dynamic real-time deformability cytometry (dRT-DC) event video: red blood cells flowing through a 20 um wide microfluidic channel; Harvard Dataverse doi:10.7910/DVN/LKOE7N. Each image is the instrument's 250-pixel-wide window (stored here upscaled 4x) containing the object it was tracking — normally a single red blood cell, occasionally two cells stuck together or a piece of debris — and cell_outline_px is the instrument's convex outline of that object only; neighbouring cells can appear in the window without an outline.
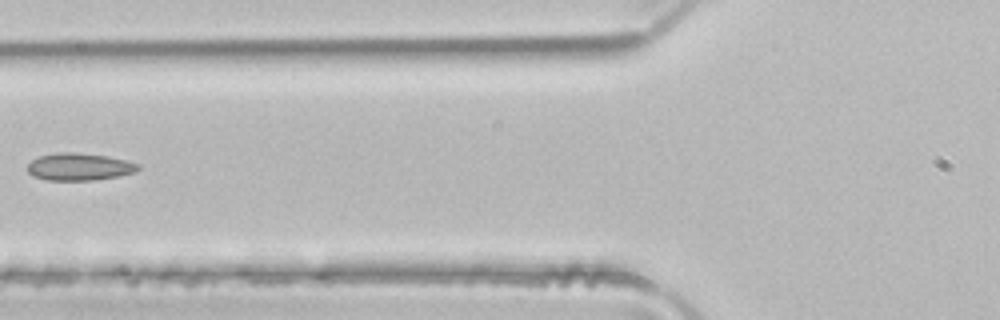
{"species": "common noctule bat (a hibernating species)", "species_latin": "Nyctalus noctula", "temperature_condition": "room temperature", "stored_images_in_passage": 3, "camera_frame_rate_fps": 3000, "um_per_image_px": 0.085, "animal": {"sex": "male", "body_mass_g": 21.5, "forearm_length_mm": 52.0}, "frame": {"image": 1, "passage_image": 3, "time_ms": 0.667, "image_size_px": [1000, 320], "cell_outline_px": [[140, 168], [136, 172], [120, 176], [96, 180], [48, 180], [32, 176], [28, 172], [28, 164], [32, 160], [40, 156], [56, 152], [72, 152], [108, 156], [140, 164]], "centroid_in_image_um": [6.76, 14.18], "position_along_channel_um": 119.0, "area_um2": 17.69}}